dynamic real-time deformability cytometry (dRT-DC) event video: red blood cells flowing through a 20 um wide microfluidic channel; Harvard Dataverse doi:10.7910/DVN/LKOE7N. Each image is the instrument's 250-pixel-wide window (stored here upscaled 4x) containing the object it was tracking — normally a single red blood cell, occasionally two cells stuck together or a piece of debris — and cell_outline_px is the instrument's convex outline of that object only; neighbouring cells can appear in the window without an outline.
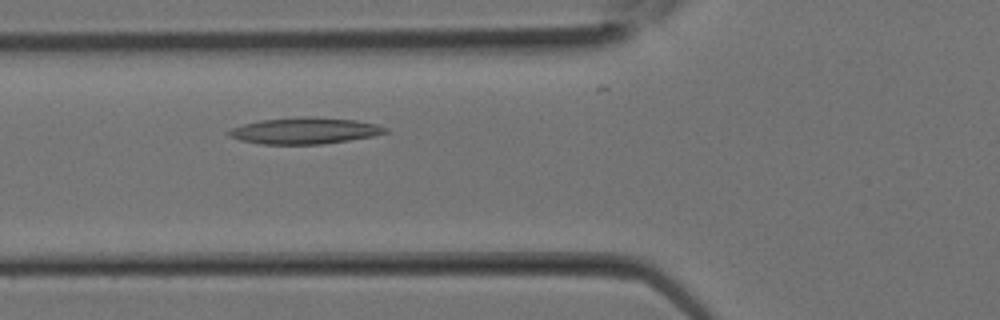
{"species": "Egyptian fruit bat (a non-hibernating species)", "species_latin": "Rousettus aegyptiacus", "temperature_condition": "room temperature", "stored_images_in_passage": 7, "camera_frame_rate_fps": 3000, "um_per_image_px": 0.085, "animal": {"sex": "female"}, "frame": {"image": 1, "passage_image": 6, "time_ms": 1.667, "image_size_px": [1000, 320], "cell_outline_px": [[388, 132], [372, 136], [348, 140], [320, 144], [260, 144], [240, 140], [228, 136], [224, 132], [232, 128], [244, 124], [260, 120], [304, 116], [316, 116], [356, 120], [376, 124], [388, 128]], "centroid_in_image_um": [25.87, 11.1], "position_along_channel_um": 99.9, "area_um2": 24.16}}